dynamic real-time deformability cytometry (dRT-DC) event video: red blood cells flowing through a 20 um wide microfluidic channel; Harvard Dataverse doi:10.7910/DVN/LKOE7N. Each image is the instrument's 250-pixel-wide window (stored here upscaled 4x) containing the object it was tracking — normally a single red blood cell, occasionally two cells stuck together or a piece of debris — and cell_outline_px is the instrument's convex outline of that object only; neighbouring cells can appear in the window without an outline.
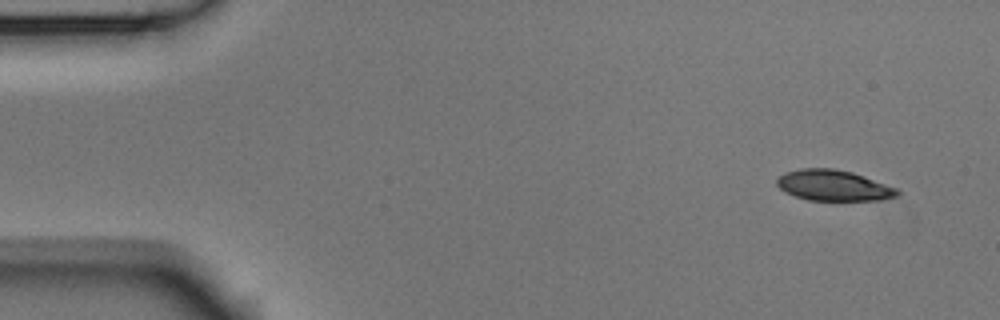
{"species": "Egyptian fruit bat (a non-hibernating species)", "species_latin": "Rousettus aegyptiacus", "temperature_condition": "room temperature", "stored_images_in_passage": 12, "camera_frame_rate_fps": 3000, "um_per_image_px": 0.085, "animal": {"sex": "male"}, "frame": {"image": 1, "passage_image": 1, "time_ms": 0.0, "image_size_px": [1000, 320], "cell_outline_px": [[900, 196], [880, 200], [808, 200], [784, 192], [776, 184], [776, 180], [784, 172], [800, 168], [832, 168], [852, 172], [900, 188]], "centroid_in_image_um": [70.89, 15.76], "position_along_channel_um": 14.1, "area_um2": 21.85}}
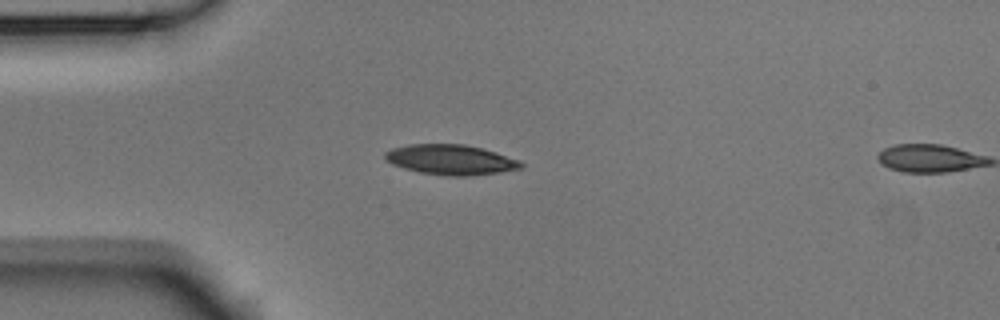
{"frame": {"image": 2, "passage_image": 11, "time_ms": 3.333, "image_size_px": [1000, 320], "cell_outline_px": [[524, 164], [520, 168], [500, 172], [468, 176], [448, 176], [420, 172], [404, 168], [392, 164], [384, 160], [384, 152], [392, 148], [408, 144], [464, 144], [496, 152], [520, 160]], "centroid_in_image_um": [38.28, 13.57], "position_along_channel_um": 46.7, "area_um2": 23.87}}